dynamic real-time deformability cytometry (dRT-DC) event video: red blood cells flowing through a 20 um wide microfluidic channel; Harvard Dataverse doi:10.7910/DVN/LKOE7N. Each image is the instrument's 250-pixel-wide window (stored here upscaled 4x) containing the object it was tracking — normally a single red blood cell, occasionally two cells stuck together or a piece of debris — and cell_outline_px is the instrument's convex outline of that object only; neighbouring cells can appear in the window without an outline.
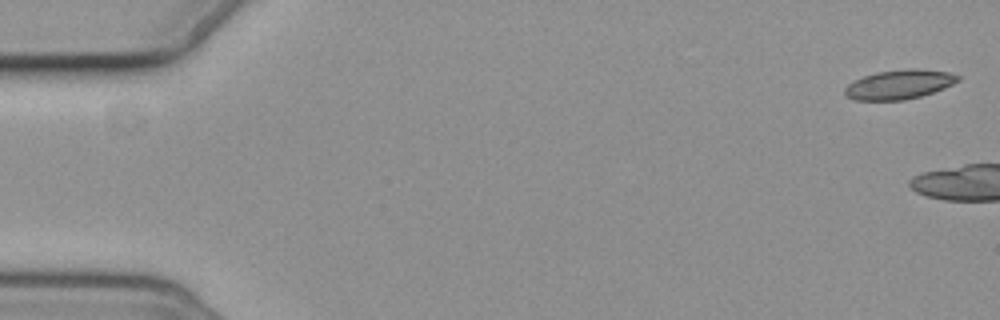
{"species": "common noctule bat (a hibernating species)", "species_latin": "Nyctalus noctula", "temperature_condition": "cold", "stored_images_in_passage": 3, "camera_frame_rate_fps": 3000, "um_per_image_px": 0.085, "animal": {"sex": "female", "body_mass_g": 19.3, "forearm_length_mm": 54.1}, "frame": {"image": 1, "passage_image": 1, "time_ms": 0.0, "image_size_px": [1000, 320], "cell_outline_px": [[960, 80], [944, 88], [920, 96], [904, 100], [852, 100], [844, 96], [844, 88], [848, 84], [864, 76], [876, 72], [908, 68], [916, 68], [948, 72], [960, 76]], "centroid_in_image_um": [76.41, 7.18], "position_along_channel_um": 8.6, "area_um2": 19.36}}